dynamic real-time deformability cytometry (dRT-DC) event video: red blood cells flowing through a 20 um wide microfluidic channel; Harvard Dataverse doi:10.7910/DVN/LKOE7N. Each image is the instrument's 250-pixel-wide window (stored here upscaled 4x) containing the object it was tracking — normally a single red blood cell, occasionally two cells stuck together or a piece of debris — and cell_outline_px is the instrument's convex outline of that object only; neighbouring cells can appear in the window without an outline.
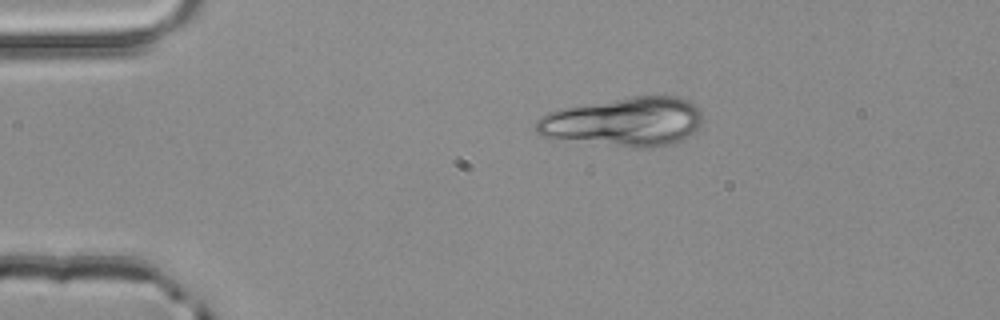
{"species": "common noctule bat (a hibernating species)", "species_latin": "Nyctalus noctula", "temperature_condition": "room temperature", "stored_images_in_passage": 4, "camera_frame_rate_fps": 3000, "um_per_image_px": 0.085, "animal": {"sex": "male", "body_mass_g": 20.4}, "frame": {"image": 1, "passage_image": 4, "time_ms": 1.0, "image_size_px": [1000, 320], "cell_outline_px": [[700, 124], [688, 136], [672, 144], [652, 148], [632, 148], [540, 136], [536, 132], [536, 120], [540, 116], [548, 112], [560, 108], [632, 96], [664, 92], [692, 100], [700, 108]], "centroid_in_image_um": [53.09, 10.31], "position_along_channel_um": 31.9, "area_um2": 48.44}}